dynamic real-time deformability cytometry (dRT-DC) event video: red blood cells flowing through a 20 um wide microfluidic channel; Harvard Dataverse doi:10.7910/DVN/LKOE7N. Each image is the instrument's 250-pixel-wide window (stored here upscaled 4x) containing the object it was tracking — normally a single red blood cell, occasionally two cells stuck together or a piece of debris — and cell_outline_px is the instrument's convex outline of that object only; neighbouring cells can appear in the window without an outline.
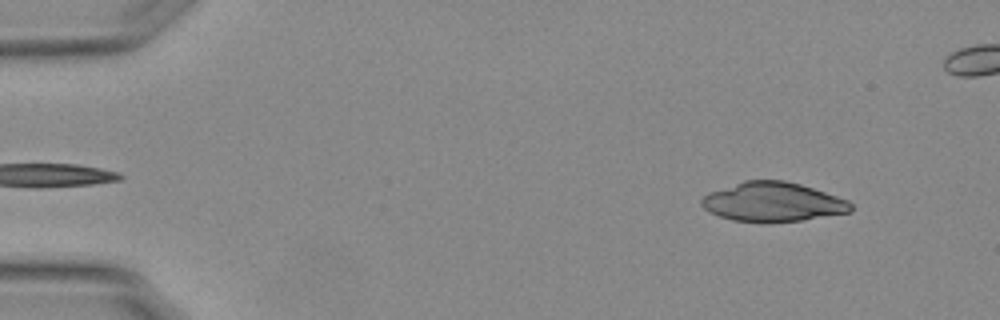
{"species": "Egyptian fruit bat (a non-hibernating species)", "species_latin": "Rousettus aegyptiacus", "temperature_condition": "warm", "stored_images_in_passage": 37, "camera_frame_rate_fps": 3000, "um_per_image_px": 0.085, "animal": {"sex": "female"}, "frame": {"image": 1, "passage_image": 5, "time_ms": 1.333, "image_size_px": [1000, 320], "cell_outline_px": [[852, 212], [800, 220], [764, 224], [732, 220], [708, 212], [700, 204], [700, 200], [708, 192], [744, 180], [784, 180], [800, 184], [848, 200], [852, 204]], "centroid_in_image_um": [65.65, 17.18], "position_along_channel_um": 19.4, "area_um2": 34.51}}